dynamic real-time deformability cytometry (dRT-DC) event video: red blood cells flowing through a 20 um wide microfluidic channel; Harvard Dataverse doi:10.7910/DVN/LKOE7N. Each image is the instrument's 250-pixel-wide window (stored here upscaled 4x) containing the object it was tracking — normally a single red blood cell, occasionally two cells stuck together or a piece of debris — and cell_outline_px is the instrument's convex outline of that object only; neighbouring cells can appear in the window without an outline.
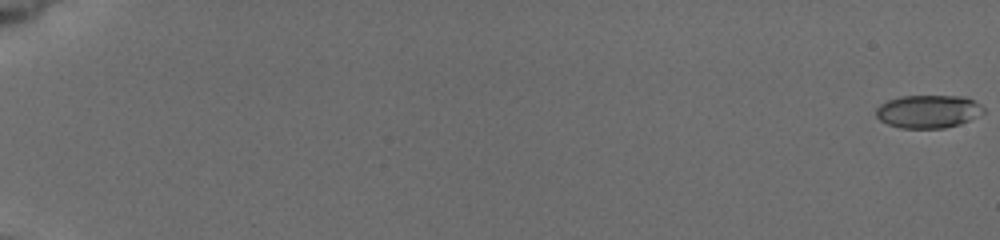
{"species": "common noctule bat (a hibernating species)", "species_latin": "Nyctalus noctula", "temperature_condition": "cold", "stored_images_in_passage": 55, "camera_frame_rate_fps": 3000, "um_per_image_px": 0.085, "animal": {"sex": "female", "body_mass_g": 19.5, "forearm_length_mm": 54.1}, "frame": {"image": 1, "passage_image": 1, "time_ms": 0.0, "image_size_px": [1000, 240], "cell_outline_px": [[984, 112], [960, 124], [944, 128], [900, 128], [888, 124], [880, 120], [876, 116], [876, 108], [880, 104], [888, 100], [900, 96], [964, 96], [980, 104], [984, 108]], "centroid_in_image_um": [78.87, 9.47], "position_along_channel_um": 6.1, "area_um2": 20.63}}
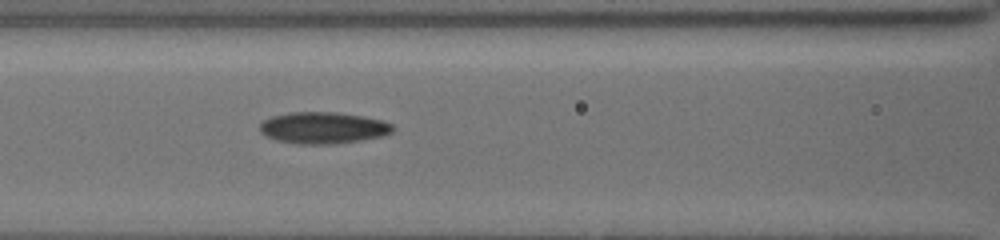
{"frame": {"image": 2, "passage_image": 32, "time_ms": 9.0, "image_size_px": [1000, 240], "cell_outline_px": [[396, 128], [392, 132], [380, 136], [360, 140], [332, 144], [300, 144], [276, 140], [260, 132], [260, 124], [264, 120], [272, 116], [288, 112], [336, 112], [364, 116], [380, 120], [392, 124]], "centroid_in_image_um": [27.46, 10.86], "position_along_channel_um": 139.1, "area_um2": 24.39}}
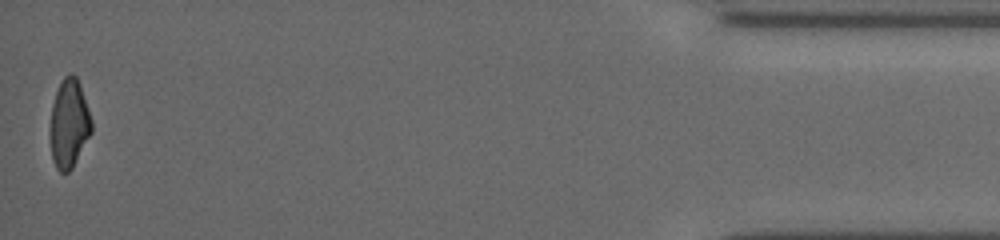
{"frame": {"image": 3, "passage_image": 55, "time_ms": 18.333, "image_size_px": [1000, 240], "cell_outline_px": [[92, 132], [72, 168], [68, 172], [60, 172], [56, 168], [52, 160], [52, 104], [56, 92], [64, 76], [68, 72], [72, 72], [76, 76], [80, 84], [92, 120]], "centroid_in_image_um": [5.9, 10.48], "position_along_channel_um": 429.3, "area_um2": 20.98}, "authors_computed_cell_mechanics": {"area_um2": 22.3686, "velocity_mm_per_s": 3.9065, "shape_relaxation_time_tau1_ms": 4.2479, "shape_relaxation_time_tau2_ms": 5.2925, "deformation_change_tau1": 0.1475, "deformation_change_tau2": 0.1114}}